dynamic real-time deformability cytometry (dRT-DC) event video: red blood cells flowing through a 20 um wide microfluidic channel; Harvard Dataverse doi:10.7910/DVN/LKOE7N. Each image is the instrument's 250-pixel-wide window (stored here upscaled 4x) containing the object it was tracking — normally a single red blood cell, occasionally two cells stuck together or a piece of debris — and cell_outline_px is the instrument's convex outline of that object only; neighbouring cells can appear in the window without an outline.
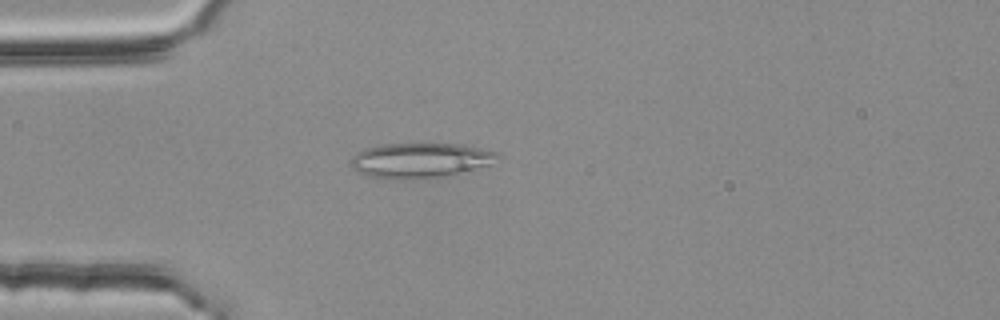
{"species": "common noctule bat (a hibernating species)", "species_latin": "Nyctalus noctula", "temperature_condition": "room temperature", "stored_images_in_passage": 46, "camera_frame_rate_fps": 3000, "um_per_image_px": 0.085, "animal": {"sex": "female", "body_mass_g": 25.1}, "frame": {"image": 1, "passage_image": 7, "time_ms": 2.0, "image_size_px": [1000, 320], "cell_outline_px": [[500, 156], [488, 164], [464, 176], [440, 180], [384, 180], [368, 176], [352, 168], [352, 156], [356, 152], [364, 148], [384, 144], [464, 144], [500, 152]], "centroid_in_image_um": [35.81, 13.7], "position_along_channel_um": 49.2, "area_um2": 31.56}}
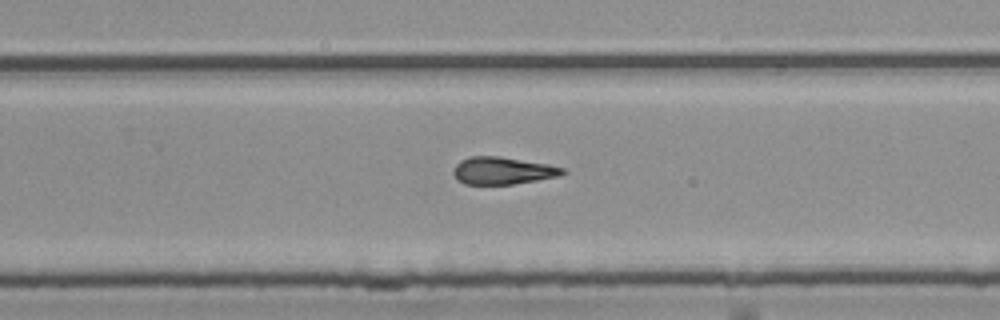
{"frame": {"image": 2, "passage_image": 27, "time_ms": 8.667, "image_size_px": [1000, 320], "cell_outline_px": [[568, 172], [556, 176], [536, 180], [512, 184], [464, 184], [456, 180], [452, 172], [452, 168], [460, 160], [468, 156], [500, 156], [548, 164], [564, 168]], "centroid_in_image_um": [42.66, 14.5], "position_along_channel_um": 287.1, "area_um2": 17.51}}
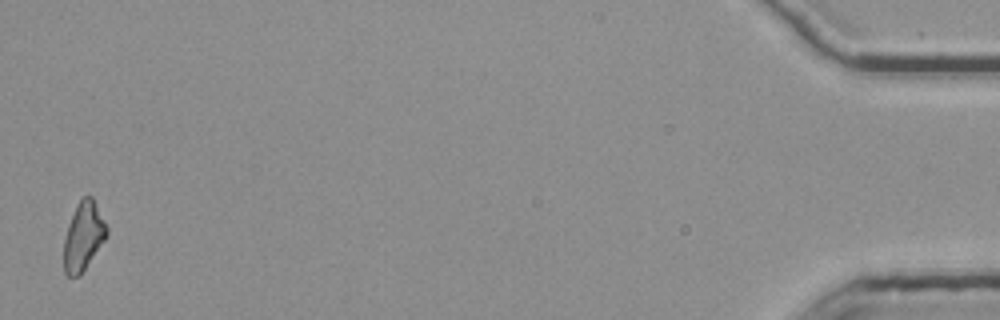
{"frame": {"image": 3, "passage_image": 46, "time_ms": 15.0, "image_size_px": [1000, 320], "cell_outline_px": [[108, 232], [104, 240], [80, 276], [68, 276], [64, 272], [64, 240], [68, 224], [76, 204], [84, 196], [92, 196], [108, 228]], "centroid_in_image_um": [7.08, 20.08], "position_along_channel_um": 428.1, "area_um2": 16.94}, "authors_computed_cell_mechanics": {"area_um2": 17.7735, "velocity_mm_per_s": 3.7588, "shape_relaxation_time_tau1_ms": null, "shape_relaxation_time_tau2_ms": 5.1264, "deformation_change_tau1": null, "deformation_change_tau2": 0.1649}}